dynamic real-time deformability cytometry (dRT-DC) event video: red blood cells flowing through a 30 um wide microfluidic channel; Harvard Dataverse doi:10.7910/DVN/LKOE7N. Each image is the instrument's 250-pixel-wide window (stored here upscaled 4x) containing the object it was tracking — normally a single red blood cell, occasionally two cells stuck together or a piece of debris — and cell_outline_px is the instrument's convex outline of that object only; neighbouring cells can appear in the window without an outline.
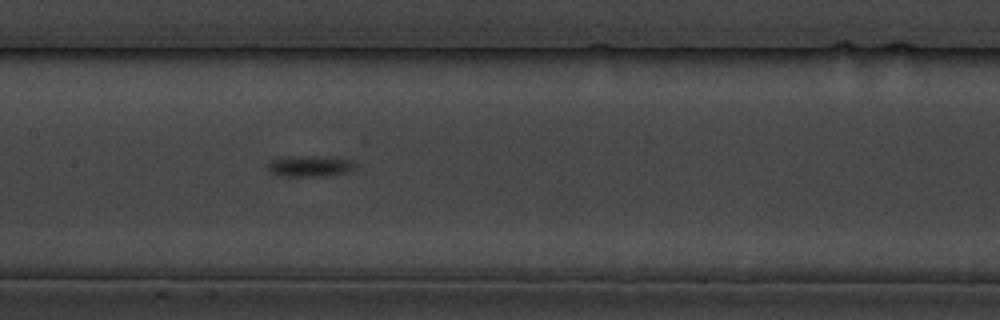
{"species": "common noctule bat (a hibernating species)", "species_latin": "Nyctalus noctula", "temperature_condition": "cold", "stored_images_in_passage": 8, "camera_frame_rate_fps": 3000, "um_per_image_px": 0.085, "animal": {"sex": "male", "body_mass_g": 19.5, "forearm_length_mm": 54.6}, "frame": {"image": 1, "passage_image": 8, "time_ms": 8.0, "image_size_px": [1000, 320], "cell_outline_px": [[360, 164], [356, 168], [348, 172], [324, 176], [276, 176], [268, 172], [268, 164], [272, 160], [288, 156], [324, 156], [352, 160]], "centroid_in_image_um": [26.38, 14.12], "position_along_channel_um": 181.0, "area_um2": 11.04}}